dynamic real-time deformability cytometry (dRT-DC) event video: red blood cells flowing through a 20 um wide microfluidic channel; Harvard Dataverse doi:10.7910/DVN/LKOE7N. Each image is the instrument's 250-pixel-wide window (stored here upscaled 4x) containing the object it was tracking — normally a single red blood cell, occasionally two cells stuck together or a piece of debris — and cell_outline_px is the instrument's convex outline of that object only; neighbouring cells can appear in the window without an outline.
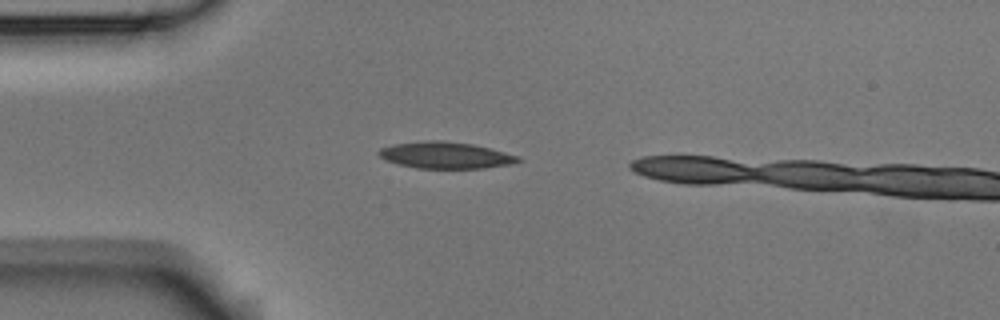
{"species": "Egyptian fruit bat (a non-hibernating species)", "species_latin": "Rousettus aegyptiacus", "temperature_condition": "room temperature", "stored_images_in_passage": 7, "camera_frame_rate_fps": 3000, "um_per_image_px": 0.085, "animal": {"sex": "male"}, "frame": {"image": 1, "passage_image": 1, "time_ms": 0.0, "image_size_px": [1000, 320], "cell_outline_px": [[520, 160], [508, 164], [484, 168], [416, 168], [400, 164], [388, 160], [380, 156], [376, 152], [380, 148], [392, 144], [428, 140], [444, 140], [472, 144], [520, 156]], "centroid_in_image_um": [37.83, 13.18], "position_along_channel_um": 47.2, "area_um2": 21.33}}
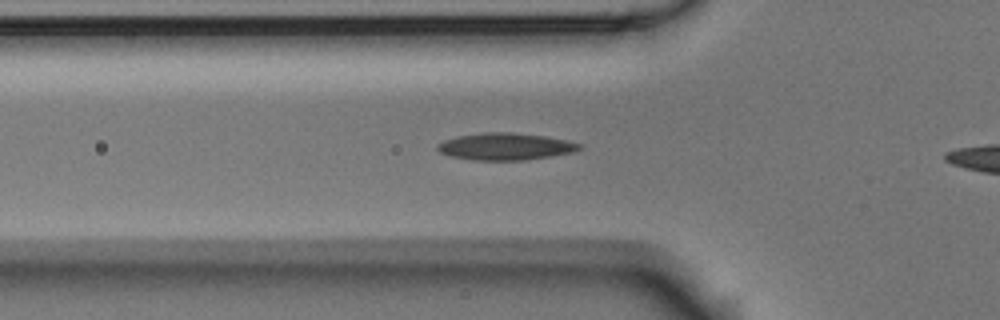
{"frame": {"image": 2, "passage_image": 5, "time_ms": 1.333, "image_size_px": [1000, 320], "cell_outline_px": [[584, 144], [580, 148], [572, 152], [524, 160], [472, 160], [452, 156], [440, 152], [436, 148], [436, 144], [444, 140], [456, 136], [484, 132], [512, 132], [544, 136], [568, 140]], "centroid_in_image_um": [42.94, 12.44], "position_along_channel_um": 82.9, "area_um2": 22.31}}